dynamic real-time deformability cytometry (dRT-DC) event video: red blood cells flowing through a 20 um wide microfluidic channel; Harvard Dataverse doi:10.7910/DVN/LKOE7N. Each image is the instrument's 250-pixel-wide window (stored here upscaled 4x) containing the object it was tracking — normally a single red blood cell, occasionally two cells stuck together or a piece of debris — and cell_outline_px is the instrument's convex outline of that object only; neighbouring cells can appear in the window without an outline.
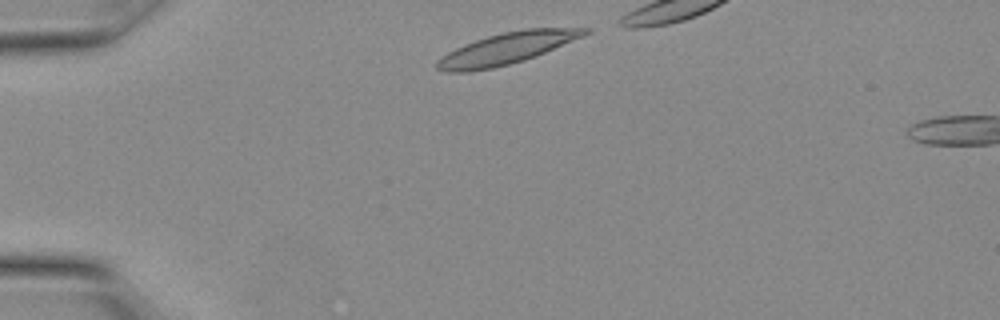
{"species": "Egyptian fruit bat (a non-hibernating species)", "species_latin": "Rousettus aegyptiacus", "temperature_condition": "warm", "stored_images_in_passage": 3, "camera_frame_rate_fps": 3000, "um_per_image_px": 0.085, "animal": {"sex": "female"}, "frame": {"image": 1, "passage_image": 1, "time_ms": 0.0, "image_size_px": [1000, 320], "cell_outline_px": [[592, 32], [584, 36], [524, 60], [492, 68], [468, 72], [448, 72], [436, 68], [436, 60], [440, 56], [464, 44], [488, 36], [504, 32], [524, 28], [592, 28]], "centroid_in_image_um": [43.06, 4.11], "position_along_channel_um": 41.9, "area_um2": 26.88}}